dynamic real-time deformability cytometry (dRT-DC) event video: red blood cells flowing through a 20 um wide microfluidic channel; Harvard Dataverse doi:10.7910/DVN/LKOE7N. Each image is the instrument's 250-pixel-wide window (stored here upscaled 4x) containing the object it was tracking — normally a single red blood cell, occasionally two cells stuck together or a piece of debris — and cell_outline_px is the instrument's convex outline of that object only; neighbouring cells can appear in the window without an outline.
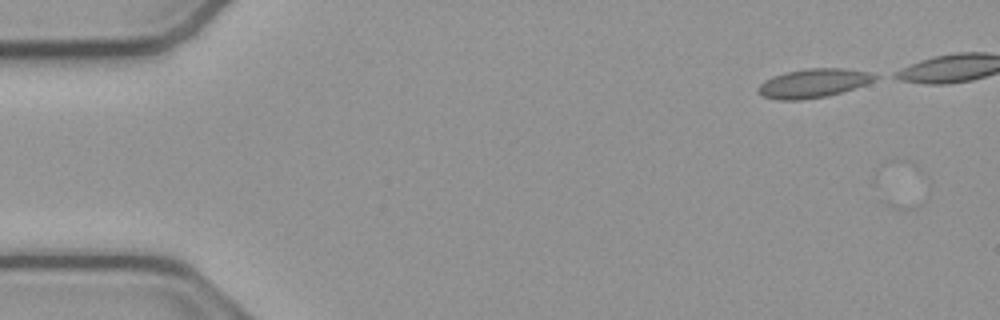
{"species": "common noctule bat (a hibernating species)", "species_latin": "Nyctalus noctula", "temperature_condition": "cold", "stored_images_in_passage": 5, "camera_frame_rate_fps": 3000, "um_per_image_px": 0.085, "animal": {"sex": "male", "body_mass_g": 23.1, "forearm_length_mm": 52.7}, "frame": {"image": 1, "passage_image": 1, "time_ms": 0.0, "image_size_px": [1000, 320], "cell_outline_px": [[880, 76], [876, 80], [828, 96], [800, 100], [780, 100], [764, 96], [756, 92], [756, 88], [764, 80], [772, 76], [784, 72], [808, 68], [844, 68], [868, 72]], "centroid_in_image_um": [69.09, 7.06], "position_along_channel_um": 15.9, "area_um2": 19.65}}